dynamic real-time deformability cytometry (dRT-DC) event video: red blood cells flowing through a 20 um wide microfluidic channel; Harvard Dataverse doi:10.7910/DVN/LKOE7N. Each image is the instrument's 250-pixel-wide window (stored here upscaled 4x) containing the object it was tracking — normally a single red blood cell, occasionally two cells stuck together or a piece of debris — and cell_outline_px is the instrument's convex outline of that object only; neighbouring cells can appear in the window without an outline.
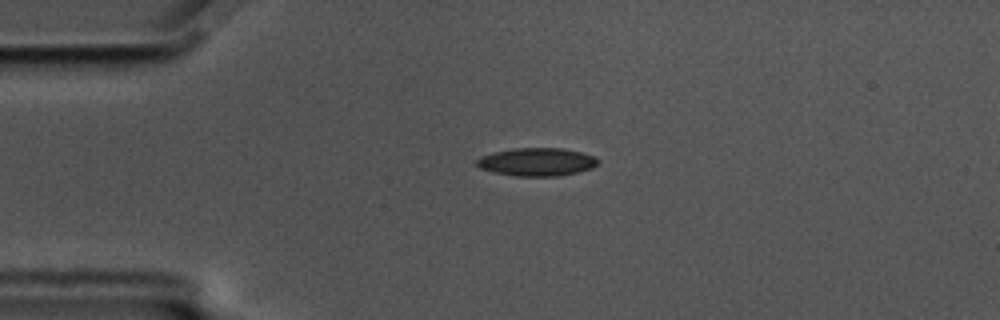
{"species": "common noctule bat (a hibernating species)", "species_latin": "Nyctalus noctula", "temperature_condition": "cold", "stored_images_in_passage": 45, "camera_frame_rate_fps": 3000, "um_per_image_px": 0.085, "animal": {"sex": "male", "body_mass_g": 17.5, "forearm_length_mm": 52.3}, "frame": {"image": 1, "passage_image": 1, "time_ms": 0.0, "image_size_px": [1000, 320], "cell_outline_px": [[600, 160], [592, 168], [560, 176], [516, 176], [496, 172], [480, 168], [476, 164], [476, 160], [480, 156], [492, 152], [516, 148], [564, 148], [596, 156]], "centroid_in_image_um": [45.64, 13.75], "position_along_channel_um": 39.4, "area_um2": 19.83}}
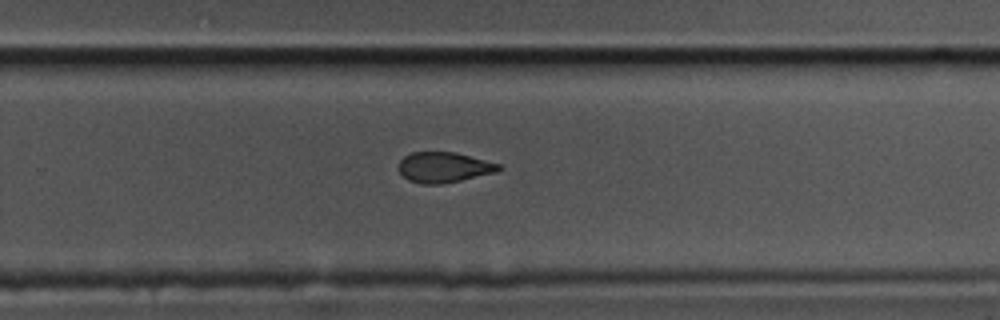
{"frame": {"image": 2, "passage_image": 25, "time_ms": 8.0, "image_size_px": [1000, 320], "cell_outline_px": [[504, 168], [496, 172], [460, 180], [440, 184], [420, 184], [408, 180], [400, 172], [400, 160], [404, 156], [412, 152], [456, 152], [500, 164]], "centroid_in_image_um": [37.74, 14.22], "position_along_channel_um": 292.1, "area_um2": 17.63}}
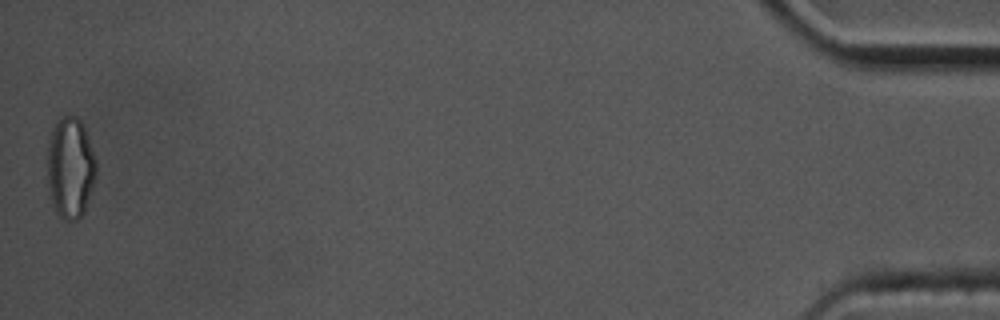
{"frame": {"image": 3, "passage_image": 45, "time_ms": 14.667, "image_size_px": [1000, 320], "cell_outline_px": [[96, 176], [84, 212], [76, 220], [64, 220], [56, 212], [52, 200], [48, 180], [48, 140], [52, 128], [56, 120], [64, 116], [76, 116], [80, 120], [84, 128], [96, 160]], "centroid_in_image_um": [5.98, 14.24], "position_along_channel_um": 429.2, "area_um2": 28.5}, "authors_computed_cell_mechanics": {"area_um2": 19.4208, "velocity_mm_per_s": 3.4867, "shape_relaxation_time_tau1_ms": null, "shape_relaxation_time_tau2_ms": 3.8856, "deformation_change_tau1": null, "deformation_change_tau2": 0.1099}}